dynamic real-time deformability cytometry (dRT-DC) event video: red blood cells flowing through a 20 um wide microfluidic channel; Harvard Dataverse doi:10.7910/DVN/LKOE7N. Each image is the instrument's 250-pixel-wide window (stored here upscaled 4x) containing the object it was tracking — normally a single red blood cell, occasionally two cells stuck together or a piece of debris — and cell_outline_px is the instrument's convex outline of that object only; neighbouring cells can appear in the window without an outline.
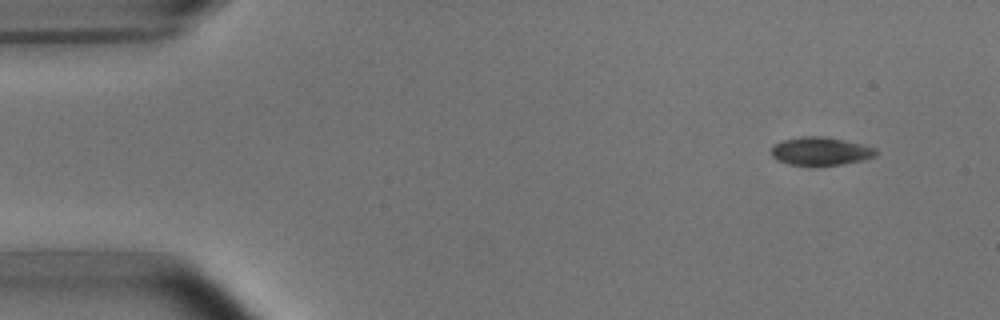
{"species": "common noctule bat (a hibernating species)", "species_latin": "Nyctalus noctula", "temperature_condition": "room temperature", "stored_images_in_passage": 4, "camera_frame_rate_fps": 3000, "um_per_image_px": 0.085, "animal": {"sex": "male", "body_mass_g": 15.6}, "frame": {"image": 1, "passage_image": 1, "time_ms": 0.0, "image_size_px": [1000, 320], "cell_outline_px": [[876, 156], [864, 160], [816, 168], [808, 168], [788, 164], [776, 160], [768, 152], [772, 144], [784, 140], [800, 136], [820, 136], [844, 140], [876, 148]], "centroid_in_image_um": [69.66, 12.89], "position_along_channel_um": 15.3, "area_um2": 17.92}}
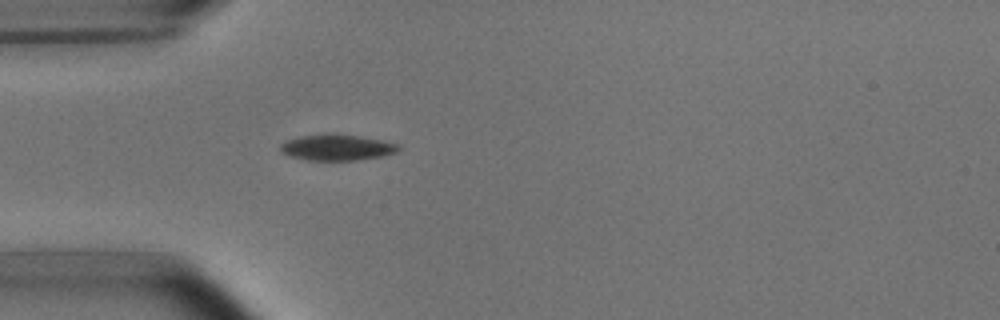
{"frame": {"image": 2, "passage_image": 4, "time_ms": 3.667, "image_size_px": [1000, 320], "cell_outline_px": [[400, 148], [396, 152], [384, 156], [356, 160], [308, 160], [288, 156], [280, 152], [280, 144], [288, 140], [304, 136], [360, 136], [380, 140], [396, 144]], "centroid_in_image_um": [28.63, 12.58], "position_along_channel_um": 56.4, "area_um2": 17.11}}